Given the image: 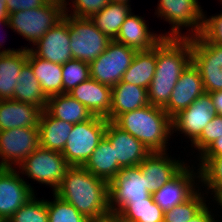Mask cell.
I'll return each mask as SVG.
<instances>
[{
    "mask_svg": "<svg viewBox=\"0 0 222 222\" xmlns=\"http://www.w3.org/2000/svg\"><path fill=\"white\" fill-rule=\"evenodd\" d=\"M54 194L73 205L88 220L112 215L109 209L108 182L83 166H70Z\"/></svg>",
    "mask_w": 222,
    "mask_h": 222,
    "instance_id": "cell-1",
    "label": "cell"
},
{
    "mask_svg": "<svg viewBox=\"0 0 222 222\" xmlns=\"http://www.w3.org/2000/svg\"><path fill=\"white\" fill-rule=\"evenodd\" d=\"M113 123L137 138L150 152H168V141L174 136L172 118L163 108L151 104L120 114Z\"/></svg>",
    "mask_w": 222,
    "mask_h": 222,
    "instance_id": "cell-2",
    "label": "cell"
},
{
    "mask_svg": "<svg viewBox=\"0 0 222 222\" xmlns=\"http://www.w3.org/2000/svg\"><path fill=\"white\" fill-rule=\"evenodd\" d=\"M198 0H158L155 15L168 22L170 31L161 33L164 37H192L199 35L203 28L204 9ZM187 33L181 32L185 28ZM189 31V32H188Z\"/></svg>",
    "mask_w": 222,
    "mask_h": 222,
    "instance_id": "cell-3",
    "label": "cell"
},
{
    "mask_svg": "<svg viewBox=\"0 0 222 222\" xmlns=\"http://www.w3.org/2000/svg\"><path fill=\"white\" fill-rule=\"evenodd\" d=\"M64 0H49L45 5L9 14L11 30L34 46L59 22L65 13Z\"/></svg>",
    "mask_w": 222,
    "mask_h": 222,
    "instance_id": "cell-4",
    "label": "cell"
},
{
    "mask_svg": "<svg viewBox=\"0 0 222 222\" xmlns=\"http://www.w3.org/2000/svg\"><path fill=\"white\" fill-rule=\"evenodd\" d=\"M108 120L93 116L73 125L62 152L69 166H83L105 136Z\"/></svg>",
    "mask_w": 222,
    "mask_h": 222,
    "instance_id": "cell-5",
    "label": "cell"
},
{
    "mask_svg": "<svg viewBox=\"0 0 222 222\" xmlns=\"http://www.w3.org/2000/svg\"><path fill=\"white\" fill-rule=\"evenodd\" d=\"M69 167L61 152L39 146L16 169L39 185L51 187L54 193Z\"/></svg>",
    "mask_w": 222,
    "mask_h": 222,
    "instance_id": "cell-6",
    "label": "cell"
},
{
    "mask_svg": "<svg viewBox=\"0 0 222 222\" xmlns=\"http://www.w3.org/2000/svg\"><path fill=\"white\" fill-rule=\"evenodd\" d=\"M69 24L72 58L90 64L103 53L112 41L101 33L90 18H80L64 13Z\"/></svg>",
    "mask_w": 222,
    "mask_h": 222,
    "instance_id": "cell-7",
    "label": "cell"
},
{
    "mask_svg": "<svg viewBox=\"0 0 222 222\" xmlns=\"http://www.w3.org/2000/svg\"><path fill=\"white\" fill-rule=\"evenodd\" d=\"M191 54L205 93L222 90V45L208 41L200 33L191 37Z\"/></svg>",
    "mask_w": 222,
    "mask_h": 222,
    "instance_id": "cell-8",
    "label": "cell"
},
{
    "mask_svg": "<svg viewBox=\"0 0 222 222\" xmlns=\"http://www.w3.org/2000/svg\"><path fill=\"white\" fill-rule=\"evenodd\" d=\"M137 51L112 40L107 49L89 64L90 78L110 87L122 80Z\"/></svg>",
    "mask_w": 222,
    "mask_h": 222,
    "instance_id": "cell-9",
    "label": "cell"
},
{
    "mask_svg": "<svg viewBox=\"0 0 222 222\" xmlns=\"http://www.w3.org/2000/svg\"><path fill=\"white\" fill-rule=\"evenodd\" d=\"M39 146V127L0 131V168H17Z\"/></svg>",
    "mask_w": 222,
    "mask_h": 222,
    "instance_id": "cell-10",
    "label": "cell"
},
{
    "mask_svg": "<svg viewBox=\"0 0 222 222\" xmlns=\"http://www.w3.org/2000/svg\"><path fill=\"white\" fill-rule=\"evenodd\" d=\"M109 209L116 215L130 201L147 199L146 178L139 166L122 168L120 173L108 183Z\"/></svg>",
    "mask_w": 222,
    "mask_h": 222,
    "instance_id": "cell-11",
    "label": "cell"
},
{
    "mask_svg": "<svg viewBox=\"0 0 222 222\" xmlns=\"http://www.w3.org/2000/svg\"><path fill=\"white\" fill-rule=\"evenodd\" d=\"M191 62V37H164L156 45L154 77L179 78Z\"/></svg>",
    "mask_w": 222,
    "mask_h": 222,
    "instance_id": "cell-12",
    "label": "cell"
},
{
    "mask_svg": "<svg viewBox=\"0 0 222 222\" xmlns=\"http://www.w3.org/2000/svg\"><path fill=\"white\" fill-rule=\"evenodd\" d=\"M189 164L190 163H187L171 180L165 183L162 188L152 193L154 202L163 212L184 203L200 189L199 169L195 167V163L192 164L191 167Z\"/></svg>",
    "mask_w": 222,
    "mask_h": 222,
    "instance_id": "cell-13",
    "label": "cell"
},
{
    "mask_svg": "<svg viewBox=\"0 0 222 222\" xmlns=\"http://www.w3.org/2000/svg\"><path fill=\"white\" fill-rule=\"evenodd\" d=\"M20 175L16 168H0V222H7L36 193Z\"/></svg>",
    "mask_w": 222,
    "mask_h": 222,
    "instance_id": "cell-14",
    "label": "cell"
},
{
    "mask_svg": "<svg viewBox=\"0 0 222 222\" xmlns=\"http://www.w3.org/2000/svg\"><path fill=\"white\" fill-rule=\"evenodd\" d=\"M216 115L211 96L204 93L172 118V134H183L192 144Z\"/></svg>",
    "mask_w": 222,
    "mask_h": 222,
    "instance_id": "cell-15",
    "label": "cell"
},
{
    "mask_svg": "<svg viewBox=\"0 0 222 222\" xmlns=\"http://www.w3.org/2000/svg\"><path fill=\"white\" fill-rule=\"evenodd\" d=\"M30 50L36 56L55 64L72 60L68 21L63 17Z\"/></svg>",
    "mask_w": 222,
    "mask_h": 222,
    "instance_id": "cell-16",
    "label": "cell"
},
{
    "mask_svg": "<svg viewBox=\"0 0 222 222\" xmlns=\"http://www.w3.org/2000/svg\"><path fill=\"white\" fill-rule=\"evenodd\" d=\"M186 161V162H185ZM178 159L167 152H151L139 165L147 182V191L151 194L162 188L186 164L187 159Z\"/></svg>",
    "mask_w": 222,
    "mask_h": 222,
    "instance_id": "cell-17",
    "label": "cell"
},
{
    "mask_svg": "<svg viewBox=\"0 0 222 222\" xmlns=\"http://www.w3.org/2000/svg\"><path fill=\"white\" fill-rule=\"evenodd\" d=\"M205 93L198 69L191 62L182 72L163 110L173 118Z\"/></svg>",
    "mask_w": 222,
    "mask_h": 222,
    "instance_id": "cell-18",
    "label": "cell"
},
{
    "mask_svg": "<svg viewBox=\"0 0 222 222\" xmlns=\"http://www.w3.org/2000/svg\"><path fill=\"white\" fill-rule=\"evenodd\" d=\"M105 137L114 148L115 158L121 168L139 166L151 153L137 138L108 121Z\"/></svg>",
    "mask_w": 222,
    "mask_h": 222,
    "instance_id": "cell-19",
    "label": "cell"
},
{
    "mask_svg": "<svg viewBox=\"0 0 222 222\" xmlns=\"http://www.w3.org/2000/svg\"><path fill=\"white\" fill-rule=\"evenodd\" d=\"M146 22L144 17L131 12L122 24L115 41L136 51H147L154 48L164 36L149 30Z\"/></svg>",
    "mask_w": 222,
    "mask_h": 222,
    "instance_id": "cell-20",
    "label": "cell"
},
{
    "mask_svg": "<svg viewBox=\"0 0 222 222\" xmlns=\"http://www.w3.org/2000/svg\"><path fill=\"white\" fill-rule=\"evenodd\" d=\"M68 94L77 99L95 116L106 118L111 111L112 87L89 78Z\"/></svg>",
    "mask_w": 222,
    "mask_h": 222,
    "instance_id": "cell-21",
    "label": "cell"
},
{
    "mask_svg": "<svg viewBox=\"0 0 222 222\" xmlns=\"http://www.w3.org/2000/svg\"><path fill=\"white\" fill-rule=\"evenodd\" d=\"M42 109L36 105L0 100V131L20 127H38Z\"/></svg>",
    "mask_w": 222,
    "mask_h": 222,
    "instance_id": "cell-22",
    "label": "cell"
},
{
    "mask_svg": "<svg viewBox=\"0 0 222 222\" xmlns=\"http://www.w3.org/2000/svg\"><path fill=\"white\" fill-rule=\"evenodd\" d=\"M149 104L147 89L121 80L112 87L111 111L106 119L113 122L120 114Z\"/></svg>",
    "mask_w": 222,
    "mask_h": 222,
    "instance_id": "cell-23",
    "label": "cell"
},
{
    "mask_svg": "<svg viewBox=\"0 0 222 222\" xmlns=\"http://www.w3.org/2000/svg\"><path fill=\"white\" fill-rule=\"evenodd\" d=\"M27 63L47 97L63 94L62 64H55L36 56L27 49Z\"/></svg>",
    "mask_w": 222,
    "mask_h": 222,
    "instance_id": "cell-24",
    "label": "cell"
},
{
    "mask_svg": "<svg viewBox=\"0 0 222 222\" xmlns=\"http://www.w3.org/2000/svg\"><path fill=\"white\" fill-rule=\"evenodd\" d=\"M73 125L42 110L38 125L40 147L62 153Z\"/></svg>",
    "mask_w": 222,
    "mask_h": 222,
    "instance_id": "cell-25",
    "label": "cell"
},
{
    "mask_svg": "<svg viewBox=\"0 0 222 222\" xmlns=\"http://www.w3.org/2000/svg\"><path fill=\"white\" fill-rule=\"evenodd\" d=\"M45 111L54 118L72 124L87 121L94 116L88 108L68 93L48 97Z\"/></svg>",
    "mask_w": 222,
    "mask_h": 222,
    "instance_id": "cell-26",
    "label": "cell"
},
{
    "mask_svg": "<svg viewBox=\"0 0 222 222\" xmlns=\"http://www.w3.org/2000/svg\"><path fill=\"white\" fill-rule=\"evenodd\" d=\"M83 167L108 183L113 180L122 169L115 158L112 144L105 136Z\"/></svg>",
    "mask_w": 222,
    "mask_h": 222,
    "instance_id": "cell-27",
    "label": "cell"
},
{
    "mask_svg": "<svg viewBox=\"0 0 222 222\" xmlns=\"http://www.w3.org/2000/svg\"><path fill=\"white\" fill-rule=\"evenodd\" d=\"M27 64V49L0 54V100L12 99L17 77Z\"/></svg>",
    "mask_w": 222,
    "mask_h": 222,
    "instance_id": "cell-28",
    "label": "cell"
},
{
    "mask_svg": "<svg viewBox=\"0 0 222 222\" xmlns=\"http://www.w3.org/2000/svg\"><path fill=\"white\" fill-rule=\"evenodd\" d=\"M156 69V46L147 51H137L122 81L148 89Z\"/></svg>",
    "mask_w": 222,
    "mask_h": 222,
    "instance_id": "cell-29",
    "label": "cell"
},
{
    "mask_svg": "<svg viewBox=\"0 0 222 222\" xmlns=\"http://www.w3.org/2000/svg\"><path fill=\"white\" fill-rule=\"evenodd\" d=\"M131 12L130 3L110 2L90 19L101 33L115 40L122 24Z\"/></svg>",
    "mask_w": 222,
    "mask_h": 222,
    "instance_id": "cell-30",
    "label": "cell"
},
{
    "mask_svg": "<svg viewBox=\"0 0 222 222\" xmlns=\"http://www.w3.org/2000/svg\"><path fill=\"white\" fill-rule=\"evenodd\" d=\"M198 163L194 161L200 173V188L203 186L205 194H210L212 201L220 203L222 201V156L197 157ZM213 195V196H211ZM213 197V198H211Z\"/></svg>",
    "mask_w": 222,
    "mask_h": 222,
    "instance_id": "cell-31",
    "label": "cell"
},
{
    "mask_svg": "<svg viewBox=\"0 0 222 222\" xmlns=\"http://www.w3.org/2000/svg\"><path fill=\"white\" fill-rule=\"evenodd\" d=\"M16 80L17 84L11 100L33 104L45 110L48 97L40 87L39 81L28 63L22 68Z\"/></svg>",
    "mask_w": 222,
    "mask_h": 222,
    "instance_id": "cell-32",
    "label": "cell"
},
{
    "mask_svg": "<svg viewBox=\"0 0 222 222\" xmlns=\"http://www.w3.org/2000/svg\"><path fill=\"white\" fill-rule=\"evenodd\" d=\"M115 216L118 222H164V212L152 194L144 200L130 201Z\"/></svg>",
    "mask_w": 222,
    "mask_h": 222,
    "instance_id": "cell-33",
    "label": "cell"
},
{
    "mask_svg": "<svg viewBox=\"0 0 222 222\" xmlns=\"http://www.w3.org/2000/svg\"><path fill=\"white\" fill-rule=\"evenodd\" d=\"M205 195L206 194L202 188H200L184 203L176 205L172 209L165 211L164 222H189L206 204H208V196Z\"/></svg>",
    "mask_w": 222,
    "mask_h": 222,
    "instance_id": "cell-34",
    "label": "cell"
},
{
    "mask_svg": "<svg viewBox=\"0 0 222 222\" xmlns=\"http://www.w3.org/2000/svg\"><path fill=\"white\" fill-rule=\"evenodd\" d=\"M37 193L17 210L7 222H49L47 199L36 198Z\"/></svg>",
    "mask_w": 222,
    "mask_h": 222,
    "instance_id": "cell-35",
    "label": "cell"
},
{
    "mask_svg": "<svg viewBox=\"0 0 222 222\" xmlns=\"http://www.w3.org/2000/svg\"><path fill=\"white\" fill-rule=\"evenodd\" d=\"M52 201L47 200L49 222H88L89 220L80 214L73 205L67 203L53 193Z\"/></svg>",
    "mask_w": 222,
    "mask_h": 222,
    "instance_id": "cell-36",
    "label": "cell"
},
{
    "mask_svg": "<svg viewBox=\"0 0 222 222\" xmlns=\"http://www.w3.org/2000/svg\"><path fill=\"white\" fill-rule=\"evenodd\" d=\"M63 93H68L90 78L89 64L81 60H69L62 64Z\"/></svg>",
    "mask_w": 222,
    "mask_h": 222,
    "instance_id": "cell-37",
    "label": "cell"
},
{
    "mask_svg": "<svg viewBox=\"0 0 222 222\" xmlns=\"http://www.w3.org/2000/svg\"><path fill=\"white\" fill-rule=\"evenodd\" d=\"M179 78L153 77L149 85L148 100L153 106L164 108Z\"/></svg>",
    "mask_w": 222,
    "mask_h": 222,
    "instance_id": "cell-38",
    "label": "cell"
},
{
    "mask_svg": "<svg viewBox=\"0 0 222 222\" xmlns=\"http://www.w3.org/2000/svg\"><path fill=\"white\" fill-rule=\"evenodd\" d=\"M109 3L110 0H64L65 14L80 18H91Z\"/></svg>",
    "mask_w": 222,
    "mask_h": 222,
    "instance_id": "cell-39",
    "label": "cell"
},
{
    "mask_svg": "<svg viewBox=\"0 0 222 222\" xmlns=\"http://www.w3.org/2000/svg\"><path fill=\"white\" fill-rule=\"evenodd\" d=\"M222 136V116L216 115L203 129L201 135L191 144L194 150L192 152L198 154L197 157L209 147L215 140ZM196 150V151H195Z\"/></svg>",
    "mask_w": 222,
    "mask_h": 222,
    "instance_id": "cell-40",
    "label": "cell"
},
{
    "mask_svg": "<svg viewBox=\"0 0 222 222\" xmlns=\"http://www.w3.org/2000/svg\"><path fill=\"white\" fill-rule=\"evenodd\" d=\"M201 34L208 41L222 45V12L209 17L204 14Z\"/></svg>",
    "mask_w": 222,
    "mask_h": 222,
    "instance_id": "cell-41",
    "label": "cell"
},
{
    "mask_svg": "<svg viewBox=\"0 0 222 222\" xmlns=\"http://www.w3.org/2000/svg\"><path fill=\"white\" fill-rule=\"evenodd\" d=\"M49 0H6L9 14L21 10H29L45 5Z\"/></svg>",
    "mask_w": 222,
    "mask_h": 222,
    "instance_id": "cell-42",
    "label": "cell"
},
{
    "mask_svg": "<svg viewBox=\"0 0 222 222\" xmlns=\"http://www.w3.org/2000/svg\"><path fill=\"white\" fill-rule=\"evenodd\" d=\"M209 204H211L210 201L189 222H219L217 219L215 220L218 214H214L217 208L211 209Z\"/></svg>",
    "mask_w": 222,
    "mask_h": 222,
    "instance_id": "cell-43",
    "label": "cell"
},
{
    "mask_svg": "<svg viewBox=\"0 0 222 222\" xmlns=\"http://www.w3.org/2000/svg\"><path fill=\"white\" fill-rule=\"evenodd\" d=\"M222 156V136L207 147L198 157Z\"/></svg>",
    "mask_w": 222,
    "mask_h": 222,
    "instance_id": "cell-44",
    "label": "cell"
},
{
    "mask_svg": "<svg viewBox=\"0 0 222 222\" xmlns=\"http://www.w3.org/2000/svg\"><path fill=\"white\" fill-rule=\"evenodd\" d=\"M208 94L211 96L217 115L222 116V90L210 92Z\"/></svg>",
    "mask_w": 222,
    "mask_h": 222,
    "instance_id": "cell-45",
    "label": "cell"
},
{
    "mask_svg": "<svg viewBox=\"0 0 222 222\" xmlns=\"http://www.w3.org/2000/svg\"><path fill=\"white\" fill-rule=\"evenodd\" d=\"M6 26L7 28H10L11 29V27H10V25H9V20L8 19H0V26ZM5 40V39H4ZM2 40H0V48H2L4 45L2 44V43H5V41H2ZM23 48H25V49H30V47H28V46H21V48H16V49H14V48H12L11 49V47L10 48H4L3 47V49L2 50H0V54H10V53H14V52H17V51H20V50H22Z\"/></svg>",
    "mask_w": 222,
    "mask_h": 222,
    "instance_id": "cell-46",
    "label": "cell"
},
{
    "mask_svg": "<svg viewBox=\"0 0 222 222\" xmlns=\"http://www.w3.org/2000/svg\"><path fill=\"white\" fill-rule=\"evenodd\" d=\"M9 12L7 11L6 0H0V19H8Z\"/></svg>",
    "mask_w": 222,
    "mask_h": 222,
    "instance_id": "cell-47",
    "label": "cell"
},
{
    "mask_svg": "<svg viewBox=\"0 0 222 222\" xmlns=\"http://www.w3.org/2000/svg\"><path fill=\"white\" fill-rule=\"evenodd\" d=\"M88 222H118L115 215H109L105 218L97 219V220H89Z\"/></svg>",
    "mask_w": 222,
    "mask_h": 222,
    "instance_id": "cell-48",
    "label": "cell"
},
{
    "mask_svg": "<svg viewBox=\"0 0 222 222\" xmlns=\"http://www.w3.org/2000/svg\"><path fill=\"white\" fill-rule=\"evenodd\" d=\"M110 2H116V3H129L131 0H110Z\"/></svg>",
    "mask_w": 222,
    "mask_h": 222,
    "instance_id": "cell-49",
    "label": "cell"
},
{
    "mask_svg": "<svg viewBox=\"0 0 222 222\" xmlns=\"http://www.w3.org/2000/svg\"><path fill=\"white\" fill-rule=\"evenodd\" d=\"M215 204H217L218 206H220V207H218V206H217V208H218V209L220 208L219 210H221V209H222V201H221L220 203L215 202Z\"/></svg>",
    "mask_w": 222,
    "mask_h": 222,
    "instance_id": "cell-50",
    "label": "cell"
}]
</instances>
